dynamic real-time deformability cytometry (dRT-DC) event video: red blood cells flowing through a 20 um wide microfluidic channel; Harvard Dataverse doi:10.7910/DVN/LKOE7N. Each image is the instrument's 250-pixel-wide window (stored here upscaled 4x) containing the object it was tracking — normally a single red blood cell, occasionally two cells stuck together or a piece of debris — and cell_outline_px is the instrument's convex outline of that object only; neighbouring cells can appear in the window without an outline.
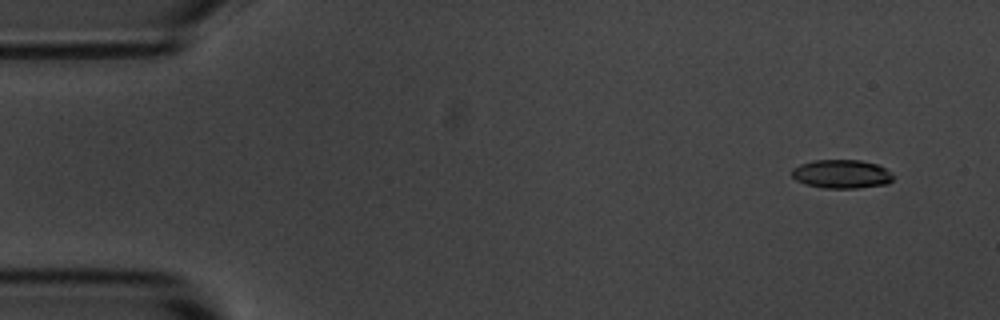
{"species": "common noctule bat (a hibernating species)", "species_latin": "Nyctalus noctula", "temperature_condition": "room temperature", "stored_images_in_passage": 6, "camera_frame_rate_fps": 3000, "um_per_image_px": 0.085, "animal": {"sex": "male", "body_mass_g": 20.1, "forearm_length_mm": 53.5}, "frame": {"image": 1, "passage_image": 1, "time_ms": 0.0, "image_size_px": [1000, 320], "cell_outline_px": [[892, 180], [888, 184], [856, 188], [824, 188], [804, 184], [796, 180], [792, 176], [792, 168], [800, 164], [812, 160], [860, 160], [876, 164], [884, 168], [892, 176]], "centroid_in_image_um": [71.49, 14.79], "position_along_channel_um": 13.5, "area_um2": 16.88}}
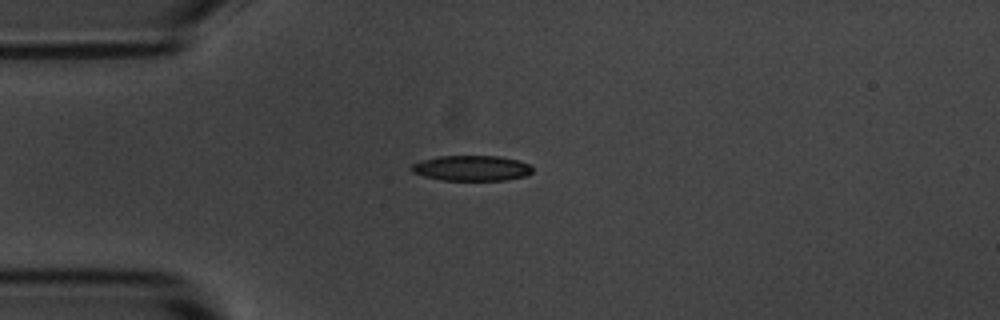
{"frame": {"image": 2, "passage_image": 4, "time_ms": 3.333, "image_size_px": [1000, 320], "cell_outline_px": [[532, 172], [528, 176], [504, 180], [440, 180], [424, 176], [412, 172], [408, 168], [412, 164], [420, 160], [440, 156], [496, 156], [516, 160], [528, 164], [532, 168]], "centroid_in_image_um": [40.04, 14.3], "position_along_channel_um": 45.0, "area_um2": 17.92}}